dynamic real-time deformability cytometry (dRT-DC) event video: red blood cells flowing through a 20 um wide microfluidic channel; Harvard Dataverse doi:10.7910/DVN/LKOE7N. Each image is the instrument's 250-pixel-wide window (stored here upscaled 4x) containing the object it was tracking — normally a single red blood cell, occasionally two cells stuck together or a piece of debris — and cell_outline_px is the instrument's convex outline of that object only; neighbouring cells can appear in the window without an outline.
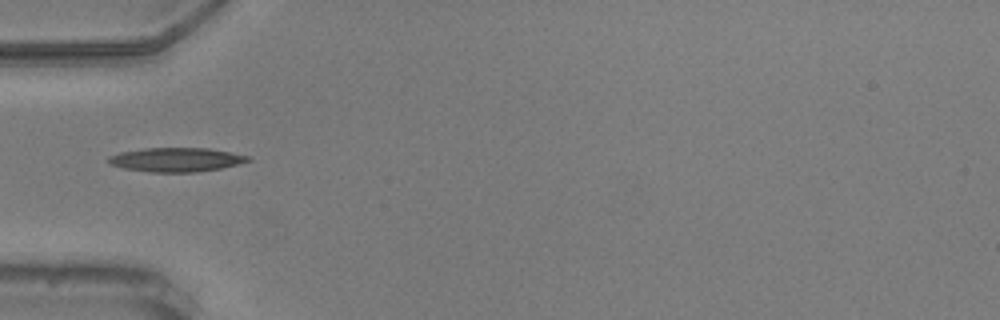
{"species": "common noctule bat (a hibernating species)", "species_latin": "Nyctalus noctula", "temperature_condition": "warm", "stored_images_in_passage": 24, "camera_frame_rate_fps": 3000, "um_per_image_px": 0.085, "animal": {"sex": "male", "body_mass_g": 20.5, "forearm_length_mm": 52.5}, "frame": {"image": 1, "passage_image": 1, "time_ms": 0.0, "image_size_px": [1000, 320], "cell_outline_px": [[252, 160], [220, 168], [196, 172], [148, 172], [124, 168], [108, 164], [108, 156], [120, 152], [144, 148], [208, 148], [252, 156]], "centroid_in_image_um": [14.96, 13.57], "position_along_channel_um": 70.0, "area_um2": 19.59}}
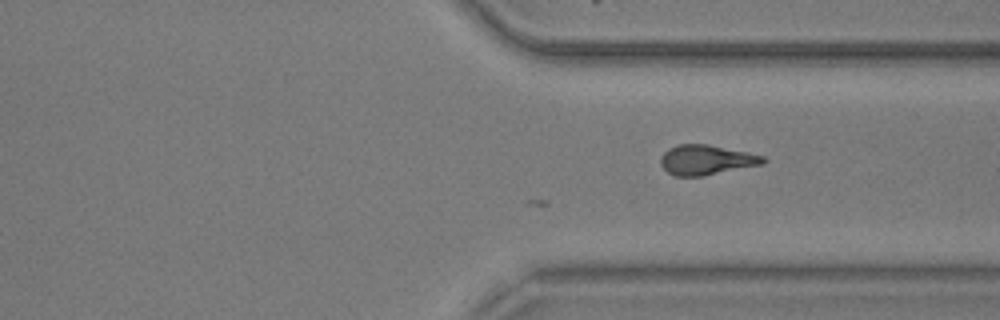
{"frame": {"image": 2, "passage_image": 24, "time_ms": 7.667, "image_size_px": [1000, 320], "cell_outline_px": [[768, 160], [764, 164], [704, 176], [676, 176], [668, 172], [660, 164], [660, 156], [668, 148], [676, 144], [708, 144], [748, 152], [764, 156]], "centroid_in_image_um": [60.05, 13.59], "position_along_channel_um": 351.4, "area_um2": 18.09}}